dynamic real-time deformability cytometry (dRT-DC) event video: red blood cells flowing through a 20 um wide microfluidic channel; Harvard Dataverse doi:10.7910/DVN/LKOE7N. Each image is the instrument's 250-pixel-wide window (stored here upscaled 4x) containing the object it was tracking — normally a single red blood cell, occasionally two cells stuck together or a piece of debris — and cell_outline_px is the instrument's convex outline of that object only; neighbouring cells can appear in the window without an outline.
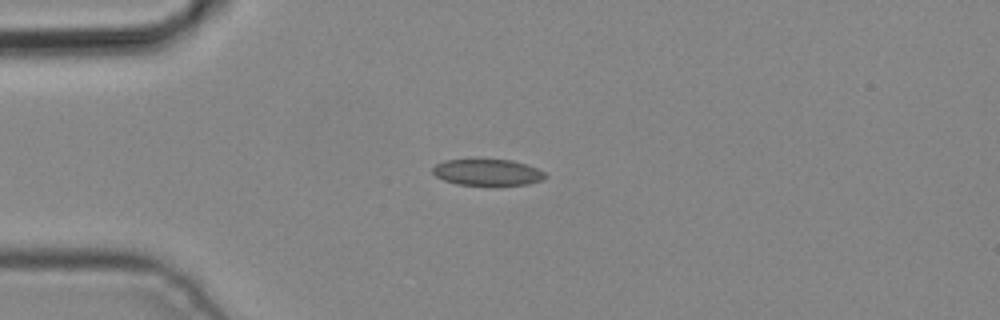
{"species": "common noctule bat (a hibernating species)", "species_latin": "Nyctalus noctula", "temperature_condition": "cold", "stored_images_in_passage": 3, "camera_frame_rate_fps": 3000, "um_per_image_px": 0.085, "animal": {"sex": "male", "body_mass_g": 19.2, "forearm_length_mm": 51.8}, "frame": {"image": 1, "passage_image": 3, "time_ms": 0.667, "image_size_px": [1000, 320], "cell_outline_px": [[548, 176], [544, 180], [528, 184], [496, 188], [456, 184], [444, 180], [436, 176], [432, 172], [432, 168], [436, 164], [444, 160], [512, 160], [536, 168], [544, 172]], "centroid_in_image_um": [41.47, 14.71], "position_along_channel_um": 43.5, "area_um2": 17.98}}